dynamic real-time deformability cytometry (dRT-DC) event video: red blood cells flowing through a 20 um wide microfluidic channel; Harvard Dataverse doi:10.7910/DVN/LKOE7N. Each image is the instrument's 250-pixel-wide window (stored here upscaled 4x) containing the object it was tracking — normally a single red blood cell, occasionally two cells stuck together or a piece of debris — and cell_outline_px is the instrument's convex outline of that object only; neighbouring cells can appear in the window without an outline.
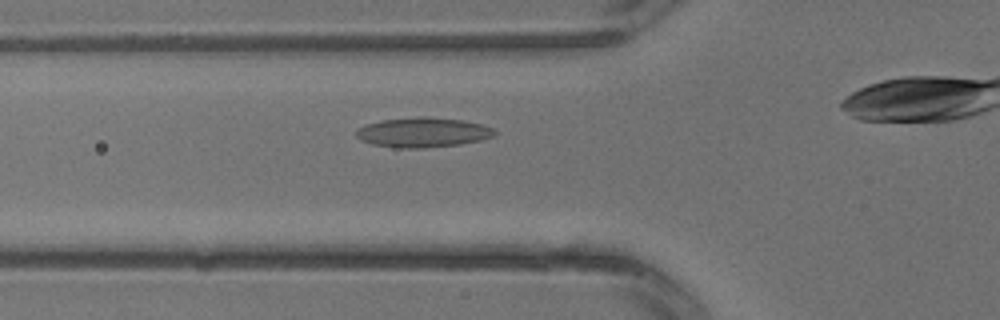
{"species": "common noctule bat (a hibernating species)", "species_latin": "Nyctalus noctula", "temperature_condition": "warm", "stored_images_in_passage": 3, "camera_frame_rate_fps": 3000, "um_per_image_px": 0.085, "animal": {"sex": "male", "body_mass_g": 13.3}, "frame": {"image": 1, "passage_image": 2, "time_ms": 0.333, "image_size_px": [1000, 320], "cell_outline_px": [[496, 132], [492, 136], [480, 140], [460, 144], [424, 148], [400, 148], [372, 144], [356, 136], [356, 132], [360, 128], [368, 124], [380, 120], [416, 116], [428, 116], [460, 120], [480, 124], [492, 128]], "centroid_in_image_um": [35.94, 11.24], "position_along_channel_um": 89.9, "area_um2": 23.76}}